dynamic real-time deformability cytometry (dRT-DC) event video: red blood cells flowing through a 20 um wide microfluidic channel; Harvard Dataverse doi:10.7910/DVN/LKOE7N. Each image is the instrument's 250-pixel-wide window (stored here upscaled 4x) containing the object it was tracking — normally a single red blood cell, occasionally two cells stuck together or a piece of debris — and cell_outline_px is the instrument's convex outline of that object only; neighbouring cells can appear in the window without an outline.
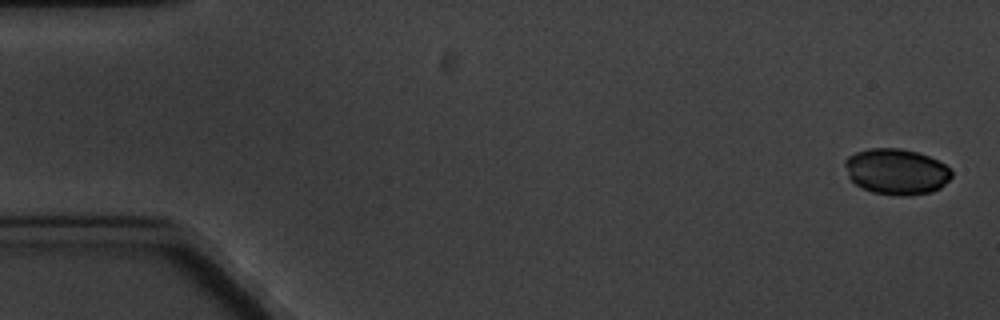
{"species": "common noctule bat (a hibernating species)", "species_latin": "Nyctalus noctula", "temperature_condition": "cold", "stored_images_in_passage": 6, "camera_frame_rate_fps": 3000, "um_per_image_px": 0.085, "animal": {"sex": "male", "body_mass_g": 20.1, "forearm_length_mm": 53.5}, "frame": {"image": 1, "passage_image": 1, "time_ms": 0.0, "image_size_px": [1000, 320], "cell_outline_px": [[952, 176], [940, 188], [932, 192], [908, 196], [892, 196], [872, 192], [856, 184], [848, 176], [844, 164], [844, 160], [848, 156], [856, 152], [868, 148], [900, 148], [916, 152], [928, 156], [944, 164], [952, 172]], "centroid_in_image_um": [76.18, 14.59], "position_along_channel_um": 8.8, "area_um2": 28.55}}